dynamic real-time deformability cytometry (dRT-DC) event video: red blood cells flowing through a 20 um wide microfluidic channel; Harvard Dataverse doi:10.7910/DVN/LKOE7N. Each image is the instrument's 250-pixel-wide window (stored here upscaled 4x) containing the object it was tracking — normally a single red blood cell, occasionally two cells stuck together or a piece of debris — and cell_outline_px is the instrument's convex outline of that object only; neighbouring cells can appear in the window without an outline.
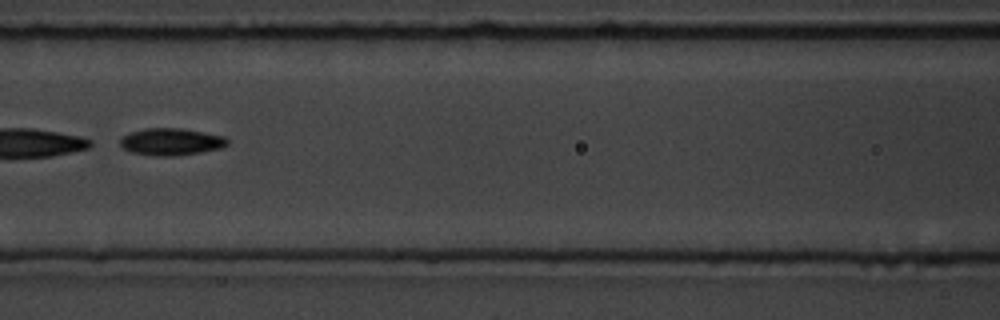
{"species": "common noctule bat (a hibernating species)", "species_latin": "Nyctalus noctula", "temperature_condition": "room temperature", "stored_images_in_passage": 11, "camera_frame_rate_fps": 3000, "um_per_image_px": 0.085, "animal": {"sex": "male", "body_mass_g": 19.5, "forearm_length_mm": 54.6}, "frame": {"image": 1, "passage_image": 7, "time_ms": 7.667, "image_size_px": [1000, 320], "cell_outline_px": [[228, 144], [220, 148], [200, 152], [172, 156], [156, 156], [132, 152], [124, 148], [120, 144], [120, 136], [128, 132], [144, 128], [180, 128], [204, 132], [224, 136], [228, 140]], "centroid_in_image_um": [14.51, 12.03], "position_along_channel_um": 152.1, "area_um2": 16.94}}
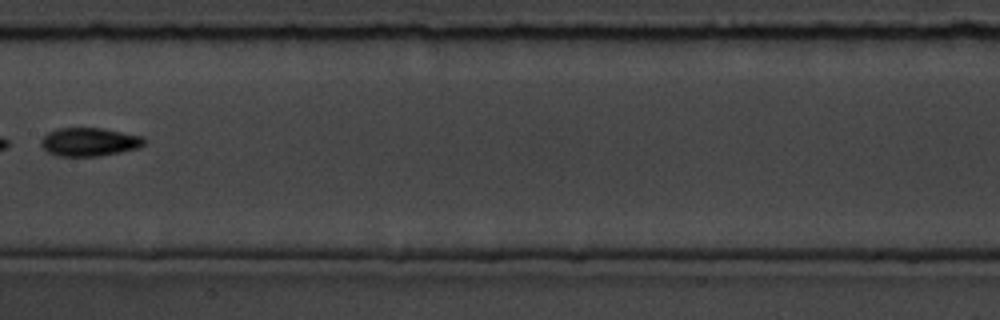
{"frame": {"image": 2, "passage_image": 8, "time_ms": 9.0, "image_size_px": [1000, 320], "cell_outline_px": [[148, 140], [140, 148], [100, 156], [56, 156], [48, 152], [40, 144], [40, 140], [48, 132], [56, 128], [104, 128], [144, 136]], "centroid_in_image_um": [7.63, 12.06], "position_along_channel_um": 199.8, "area_um2": 17.4}}
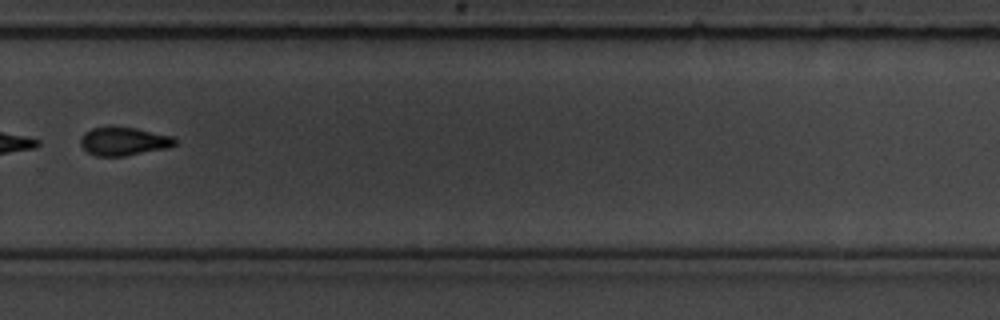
{"frame": {"image": 3, "passage_image": 11, "time_ms": 12.333, "image_size_px": [1000, 320], "cell_outline_px": [[176, 144], [168, 148], [124, 156], [96, 156], [88, 152], [80, 144], [80, 136], [84, 132], [92, 128], [108, 124], [112, 124], [136, 128], [172, 136], [176, 140]], "centroid_in_image_um": [10.47, 11.97], "position_along_channel_um": 319.3, "area_um2": 16.07}}